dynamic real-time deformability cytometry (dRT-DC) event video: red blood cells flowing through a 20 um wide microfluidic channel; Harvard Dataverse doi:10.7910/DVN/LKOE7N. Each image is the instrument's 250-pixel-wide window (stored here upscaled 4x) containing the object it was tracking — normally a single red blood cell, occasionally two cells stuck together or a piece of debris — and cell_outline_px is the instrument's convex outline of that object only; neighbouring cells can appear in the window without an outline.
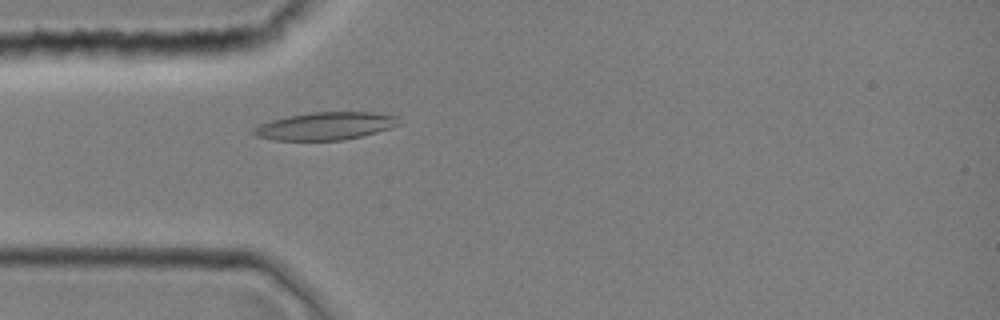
{"species": "common noctule bat (a hibernating species)", "species_latin": "Nyctalus noctula", "temperature_condition": "room temperature", "stored_images_in_passage": 43, "camera_frame_rate_fps": 3000, "um_per_image_px": 0.085, "animal": {"sex": "female", "body_mass_g": 19.0, "forearm_length_mm": 51.5}, "frame": {"image": 1, "passage_image": 12, "time_ms": 3.667, "image_size_px": [1000, 320], "cell_outline_px": [[404, 124], [392, 128], [344, 140], [272, 140], [256, 136], [252, 132], [252, 128], [256, 124], [288, 116], [308, 112], [372, 112], [400, 116]], "centroid_in_image_um": [27.7, 10.7], "position_along_channel_um": 57.3, "area_um2": 23.87}}
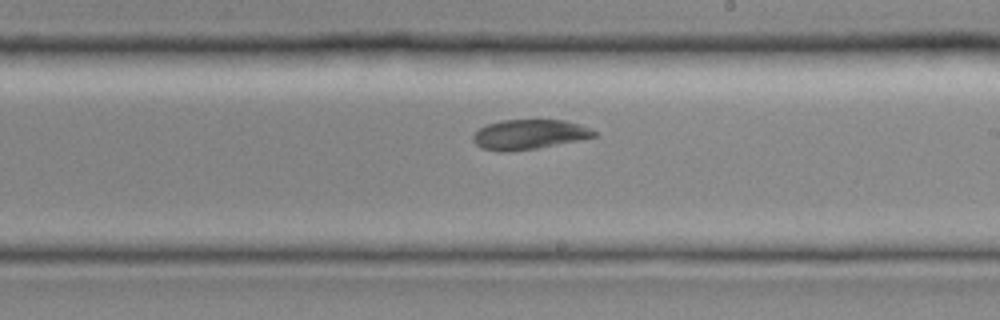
{"frame": {"image": 2, "passage_image": 25, "time_ms": 8.0, "image_size_px": [1000, 320], "cell_outline_px": [[596, 136], [580, 140], [536, 148], [508, 152], [496, 152], [480, 148], [472, 140], [472, 136], [480, 128], [488, 124], [500, 120], [564, 120], [580, 124], [596, 132]], "centroid_in_image_um": [44.94, 11.44], "position_along_channel_um": 244.1, "area_um2": 21.04}}
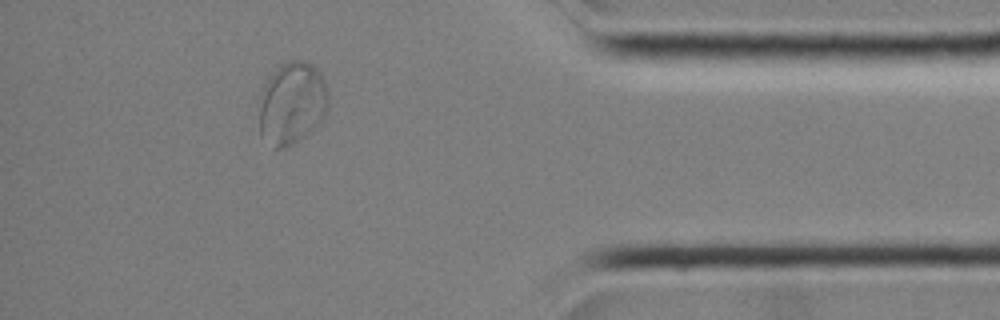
{"frame": {"image": 3, "passage_image": 38, "time_ms": 12.333, "image_size_px": [1000, 320], "cell_outline_px": [[328, 112], [316, 128], [288, 148], [276, 148], [260, 136], [260, 92], [268, 76], [280, 64], [288, 60], [304, 60], [312, 64], [320, 72], [324, 80], [328, 92]], "centroid_in_image_um": [24.83, 8.76], "position_along_channel_um": 410.4, "area_um2": 33.93}}